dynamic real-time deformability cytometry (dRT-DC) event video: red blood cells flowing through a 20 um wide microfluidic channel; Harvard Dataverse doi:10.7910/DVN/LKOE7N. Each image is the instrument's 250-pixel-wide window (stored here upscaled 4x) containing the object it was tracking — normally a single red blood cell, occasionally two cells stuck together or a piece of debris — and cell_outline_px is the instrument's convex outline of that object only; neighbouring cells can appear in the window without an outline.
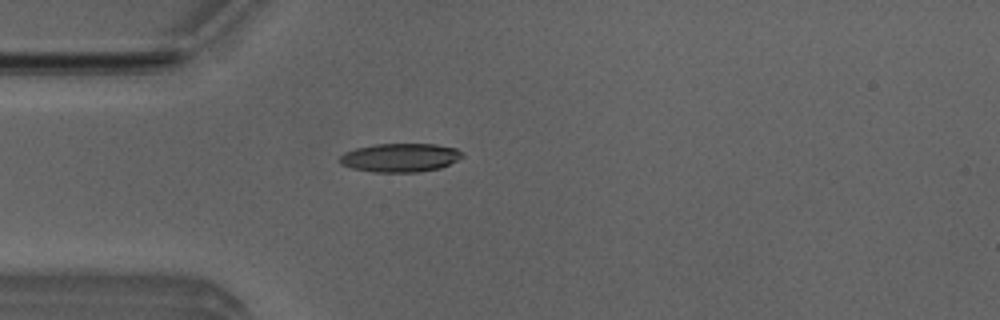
{"species": "Egyptian fruit bat (a non-hibernating species)", "species_latin": "Rousettus aegyptiacus", "temperature_condition": "room temperature", "stored_images_in_passage": 47, "camera_frame_rate_fps": 3000, "um_per_image_px": 0.085, "animal": {"sex": "male"}, "frame": {"image": 1, "passage_image": 9, "time_ms": 2.667, "image_size_px": [1000, 320], "cell_outline_px": [[464, 156], [440, 168], [420, 172], [372, 172], [352, 168], [340, 164], [340, 156], [344, 152], [356, 148], [376, 144], [436, 144], [456, 148], [464, 152]], "centroid_in_image_um": [34.02, 13.4], "position_along_channel_um": 51.0, "area_um2": 20.52}}
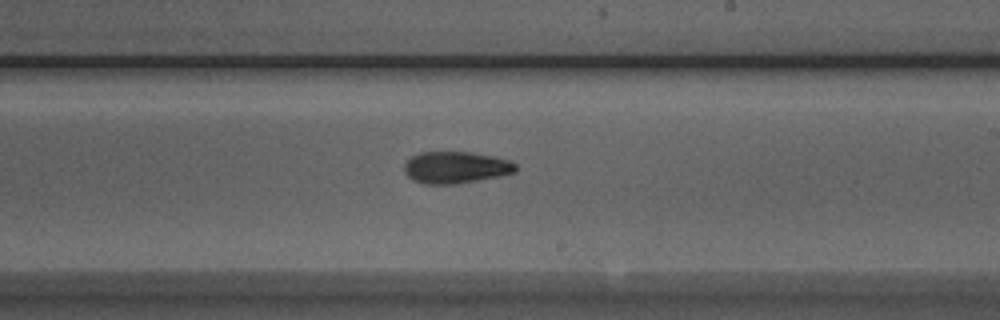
{"frame": {"image": 2, "passage_image": 25, "time_ms": 8.0, "image_size_px": [1000, 320], "cell_outline_px": [[516, 172], [476, 180], [452, 184], [424, 184], [412, 180], [404, 172], [404, 164], [412, 156], [420, 152], [468, 152], [492, 156], [508, 160], [516, 164]], "centroid_in_image_um": [38.69, 14.23], "position_along_channel_um": 250.3, "area_um2": 20.4}}
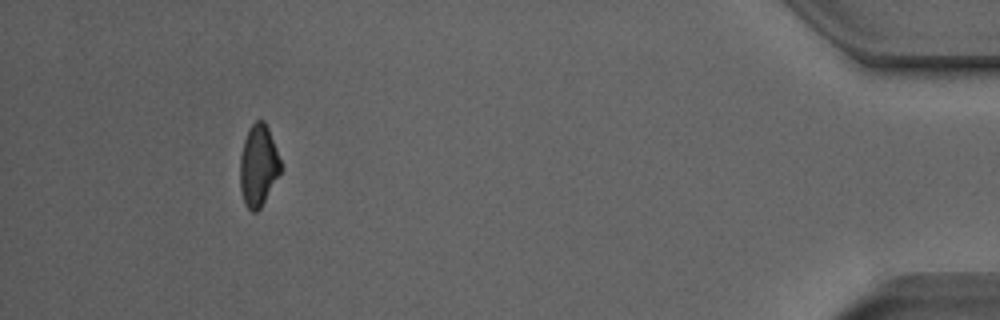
{"frame": {"image": 3, "passage_image": 43, "time_ms": 14.0, "image_size_px": [1000, 320], "cell_outline_px": [[280, 172], [260, 208], [256, 212], [252, 212], [244, 204], [240, 192], [240, 156], [244, 140], [248, 128], [256, 120], [264, 120], [268, 128], [276, 148], [280, 160]], "centroid_in_image_um": [21.93, 14.07], "position_along_channel_um": 413.3, "area_um2": 19.13}, "authors_computed_cell_mechanics": {"area_um2": 20.0566, "velocity_mm_per_s": 3.8855, "shape_relaxation_time_tau1_ms": 7.9559, "shape_relaxation_time_tau2_ms": 2.7335, "deformation_change_tau1": 0.2088, "deformation_change_tau2": 0.1036}}